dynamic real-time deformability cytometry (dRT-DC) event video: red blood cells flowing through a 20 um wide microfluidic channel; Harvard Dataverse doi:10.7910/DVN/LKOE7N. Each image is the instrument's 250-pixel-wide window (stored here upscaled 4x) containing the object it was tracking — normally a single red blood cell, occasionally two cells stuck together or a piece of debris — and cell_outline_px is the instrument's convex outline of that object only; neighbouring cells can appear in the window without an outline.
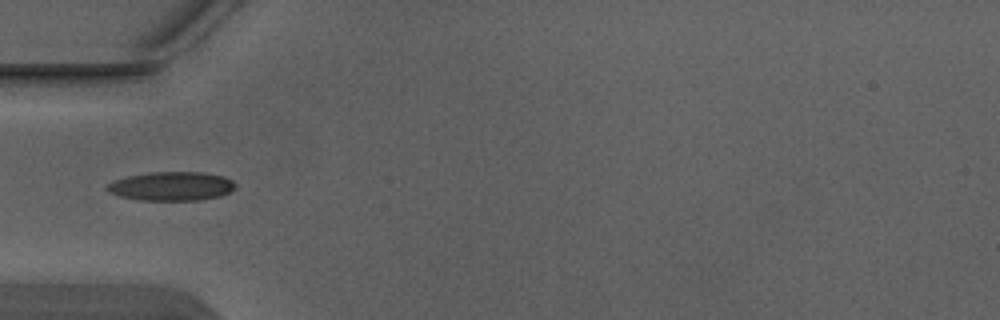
{"species": "Egyptian fruit bat (a non-hibernating species)", "species_latin": "Rousettus aegyptiacus", "temperature_condition": "warm", "stored_images_in_passage": 4, "camera_frame_rate_fps": 3000, "um_per_image_px": 0.085, "animal": {"sex": "male"}, "frame": {"image": 1, "passage_image": 4, "time_ms": 1.0, "image_size_px": [1000, 320], "cell_outline_px": [[236, 188], [220, 196], [200, 200], [140, 200], [120, 196], [108, 192], [104, 188], [112, 180], [128, 176], [148, 172], [204, 172], [224, 176], [232, 180], [236, 184]], "centroid_in_image_um": [14.56, 15.82], "position_along_channel_um": 70.4, "area_um2": 21.79}}